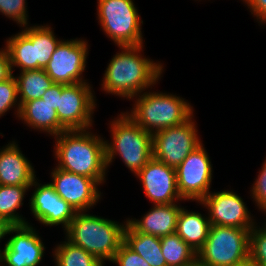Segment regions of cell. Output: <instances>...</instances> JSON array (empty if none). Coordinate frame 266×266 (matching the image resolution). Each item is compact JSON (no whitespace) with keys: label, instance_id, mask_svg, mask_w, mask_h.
Segmentation results:
<instances>
[{"label":"cell","instance_id":"cell-22","mask_svg":"<svg viewBox=\"0 0 266 266\" xmlns=\"http://www.w3.org/2000/svg\"><path fill=\"white\" fill-rule=\"evenodd\" d=\"M24 26L22 32L31 40L35 53V69H45L53 52L62 40L56 38L49 25Z\"/></svg>","mask_w":266,"mask_h":266},{"label":"cell","instance_id":"cell-26","mask_svg":"<svg viewBox=\"0 0 266 266\" xmlns=\"http://www.w3.org/2000/svg\"><path fill=\"white\" fill-rule=\"evenodd\" d=\"M11 69L20 67L21 71L35 70V53L31 40L21 31L6 40ZM14 66V67H13Z\"/></svg>","mask_w":266,"mask_h":266},{"label":"cell","instance_id":"cell-16","mask_svg":"<svg viewBox=\"0 0 266 266\" xmlns=\"http://www.w3.org/2000/svg\"><path fill=\"white\" fill-rule=\"evenodd\" d=\"M35 190L30 198V210L40 223L46 226L62 224L64 231L73 220L76 211L54 190L50 183L39 184L34 179Z\"/></svg>","mask_w":266,"mask_h":266},{"label":"cell","instance_id":"cell-2","mask_svg":"<svg viewBox=\"0 0 266 266\" xmlns=\"http://www.w3.org/2000/svg\"><path fill=\"white\" fill-rule=\"evenodd\" d=\"M54 137L57 168L104 183L107 165L102 137L89 132V129L66 130Z\"/></svg>","mask_w":266,"mask_h":266},{"label":"cell","instance_id":"cell-24","mask_svg":"<svg viewBox=\"0 0 266 266\" xmlns=\"http://www.w3.org/2000/svg\"><path fill=\"white\" fill-rule=\"evenodd\" d=\"M160 241L167 266H189L197 260V253L176 232L160 237Z\"/></svg>","mask_w":266,"mask_h":266},{"label":"cell","instance_id":"cell-5","mask_svg":"<svg viewBox=\"0 0 266 266\" xmlns=\"http://www.w3.org/2000/svg\"><path fill=\"white\" fill-rule=\"evenodd\" d=\"M110 125L112 141L105 140L107 167L119 155L136 175L153 157L152 134L137 125L126 112H121Z\"/></svg>","mask_w":266,"mask_h":266},{"label":"cell","instance_id":"cell-3","mask_svg":"<svg viewBox=\"0 0 266 266\" xmlns=\"http://www.w3.org/2000/svg\"><path fill=\"white\" fill-rule=\"evenodd\" d=\"M124 224L103 217L76 212L73 220L65 230L66 240L91 253L103 264L110 261L124 242Z\"/></svg>","mask_w":266,"mask_h":266},{"label":"cell","instance_id":"cell-14","mask_svg":"<svg viewBox=\"0 0 266 266\" xmlns=\"http://www.w3.org/2000/svg\"><path fill=\"white\" fill-rule=\"evenodd\" d=\"M55 192L63 198L76 212L88 211L101 197L100 185L89 177L64 171L55 167L51 172Z\"/></svg>","mask_w":266,"mask_h":266},{"label":"cell","instance_id":"cell-33","mask_svg":"<svg viewBox=\"0 0 266 266\" xmlns=\"http://www.w3.org/2000/svg\"><path fill=\"white\" fill-rule=\"evenodd\" d=\"M259 23L266 24V0H243Z\"/></svg>","mask_w":266,"mask_h":266},{"label":"cell","instance_id":"cell-30","mask_svg":"<svg viewBox=\"0 0 266 266\" xmlns=\"http://www.w3.org/2000/svg\"><path fill=\"white\" fill-rule=\"evenodd\" d=\"M26 0H0V12L20 24L28 25Z\"/></svg>","mask_w":266,"mask_h":266},{"label":"cell","instance_id":"cell-15","mask_svg":"<svg viewBox=\"0 0 266 266\" xmlns=\"http://www.w3.org/2000/svg\"><path fill=\"white\" fill-rule=\"evenodd\" d=\"M146 197L154 205L177 203L184 200L178 191L175 168L152 157L136 174Z\"/></svg>","mask_w":266,"mask_h":266},{"label":"cell","instance_id":"cell-10","mask_svg":"<svg viewBox=\"0 0 266 266\" xmlns=\"http://www.w3.org/2000/svg\"><path fill=\"white\" fill-rule=\"evenodd\" d=\"M209 158L202 143L175 169L178 191L184 201L200 202L211 192L213 170Z\"/></svg>","mask_w":266,"mask_h":266},{"label":"cell","instance_id":"cell-18","mask_svg":"<svg viewBox=\"0 0 266 266\" xmlns=\"http://www.w3.org/2000/svg\"><path fill=\"white\" fill-rule=\"evenodd\" d=\"M180 210L181 206L175 203L153 205L140 220H127L137 232L162 237L176 232Z\"/></svg>","mask_w":266,"mask_h":266},{"label":"cell","instance_id":"cell-28","mask_svg":"<svg viewBox=\"0 0 266 266\" xmlns=\"http://www.w3.org/2000/svg\"><path fill=\"white\" fill-rule=\"evenodd\" d=\"M249 260L258 266H266V229L256 225L249 233Z\"/></svg>","mask_w":266,"mask_h":266},{"label":"cell","instance_id":"cell-17","mask_svg":"<svg viewBox=\"0 0 266 266\" xmlns=\"http://www.w3.org/2000/svg\"><path fill=\"white\" fill-rule=\"evenodd\" d=\"M35 178L34 167L15 141L0 149V185L31 186Z\"/></svg>","mask_w":266,"mask_h":266},{"label":"cell","instance_id":"cell-37","mask_svg":"<svg viewBox=\"0 0 266 266\" xmlns=\"http://www.w3.org/2000/svg\"><path fill=\"white\" fill-rule=\"evenodd\" d=\"M236 266H258L256 263L252 262L251 260H248L240 265H236Z\"/></svg>","mask_w":266,"mask_h":266},{"label":"cell","instance_id":"cell-35","mask_svg":"<svg viewBox=\"0 0 266 266\" xmlns=\"http://www.w3.org/2000/svg\"><path fill=\"white\" fill-rule=\"evenodd\" d=\"M13 75L7 47L0 49V82Z\"/></svg>","mask_w":266,"mask_h":266},{"label":"cell","instance_id":"cell-31","mask_svg":"<svg viewBox=\"0 0 266 266\" xmlns=\"http://www.w3.org/2000/svg\"><path fill=\"white\" fill-rule=\"evenodd\" d=\"M118 266H150L140 255L130 249L124 242L111 260Z\"/></svg>","mask_w":266,"mask_h":266},{"label":"cell","instance_id":"cell-27","mask_svg":"<svg viewBox=\"0 0 266 266\" xmlns=\"http://www.w3.org/2000/svg\"><path fill=\"white\" fill-rule=\"evenodd\" d=\"M53 257L55 266H104L91 253L68 240L55 247Z\"/></svg>","mask_w":266,"mask_h":266},{"label":"cell","instance_id":"cell-38","mask_svg":"<svg viewBox=\"0 0 266 266\" xmlns=\"http://www.w3.org/2000/svg\"><path fill=\"white\" fill-rule=\"evenodd\" d=\"M189 266H203L198 260H196L193 264Z\"/></svg>","mask_w":266,"mask_h":266},{"label":"cell","instance_id":"cell-25","mask_svg":"<svg viewBox=\"0 0 266 266\" xmlns=\"http://www.w3.org/2000/svg\"><path fill=\"white\" fill-rule=\"evenodd\" d=\"M31 186H6L0 185V217L5 218L12 225L28 224V222L16 212L23 205V200Z\"/></svg>","mask_w":266,"mask_h":266},{"label":"cell","instance_id":"cell-34","mask_svg":"<svg viewBox=\"0 0 266 266\" xmlns=\"http://www.w3.org/2000/svg\"><path fill=\"white\" fill-rule=\"evenodd\" d=\"M64 84L54 83L52 87L46 90L44 95L40 98L49 103L54 110L58 108L59 97H61L62 88Z\"/></svg>","mask_w":266,"mask_h":266},{"label":"cell","instance_id":"cell-32","mask_svg":"<svg viewBox=\"0 0 266 266\" xmlns=\"http://www.w3.org/2000/svg\"><path fill=\"white\" fill-rule=\"evenodd\" d=\"M266 158V157H265ZM251 197L257 204L259 209L266 211V159L262 164V169L259 172L255 182L252 184Z\"/></svg>","mask_w":266,"mask_h":266},{"label":"cell","instance_id":"cell-36","mask_svg":"<svg viewBox=\"0 0 266 266\" xmlns=\"http://www.w3.org/2000/svg\"><path fill=\"white\" fill-rule=\"evenodd\" d=\"M12 226L5 218L0 217V240L3 239L9 231V228ZM1 242V241H0ZM2 250L0 248V254Z\"/></svg>","mask_w":266,"mask_h":266},{"label":"cell","instance_id":"cell-6","mask_svg":"<svg viewBox=\"0 0 266 266\" xmlns=\"http://www.w3.org/2000/svg\"><path fill=\"white\" fill-rule=\"evenodd\" d=\"M250 230L211 225L197 260L203 266H236L248 261Z\"/></svg>","mask_w":266,"mask_h":266},{"label":"cell","instance_id":"cell-12","mask_svg":"<svg viewBox=\"0 0 266 266\" xmlns=\"http://www.w3.org/2000/svg\"><path fill=\"white\" fill-rule=\"evenodd\" d=\"M14 234L6 243L0 254L2 266H38L45 253L41 237L30 223L12 225L8 234ZM4 264V265H3Z\"/></svg>","mask_w":266,"mask_h":266},{"label":"cell","instance_id":"cell-23","mask_svg":"<svg viewBox=\"0 0 266 266\" xmlns=\"http://www.w3.org/2000/svg\"><path fill=\"white\" fill-rule=\"evenodd\" d=\"M20 72L19 76H15L20 106L27 101L40 99L55 83L44 69Z\"/></svg>","mask_w":266,"mask_h":266},{"label":"cell","instance_id":"cell-19","mask_svg":"<svg viewBox=\"0 0 266 266\" xmlns=\"http://www.w3.org/2000/svg\"><path fill=\"white\" fill-rule=\"evenodd\" d=\"M18 118L31 129L57 136L67 129L59 122L57 111L42 99L27 101L20 106Z\"/></svg>","mask_w":266,"mask_h":266},{"label":"cell","instance_id":"cell-9","mask_svg":"<svg viewBox=\"0 0 266 266\" xmlns=\"http://www.w3.org/2000/svg\"><path fill=\"white\" fill-rule=\"evenodd\" d=\"M88 82L65 85L56 109L59 122L67 130L91 129L96 97Z\"/></svg>","mask_w":266,"mask_h":266},{"label":"cell","instance_id":"cell-11","mask_svg":"<svg viewBox=\"0 0 266 266\" xmlns=\"http://www.w3.org/2000/svg\"><path fill=\"white\" fill-rule=\"evenodd\" d=\"M88 42L84 39L62 40L45 67L48 76L58 84L86 82L82 73L86 68Z\"/></svg>","mask_w":266,"mask_h":266},{"label":"cell","instance_id":"cell-4","mask_svg":"<svg viewBox=\"0 0 266 266\" xmlns=\"http://www.w3.org/2000/svg\"><path fill=\"white\" fill-rule=\"evenodd\" d=\"M128 116L143 130L157 131L186 122L193 115V107L180 96L163 92H143L135 97Z\"/></svg>","mask_w":266,"mask_h":266},{"label":"cell","instance_id":"cell-13","mask_svg":"<svg viewBox=\"0 0 266 266\" xmlns=\"http://www.w3.org/2000/svg\"><path fill=\"white\" fill-rule=\"evenodd\" d=\"M199 203L207 208L211 225L242 229L257 225L243 199L232 190L211 191Z\"/></svg>","mask_w":266,"mask_h":266},{"label":"cell","instance_id":"cell-29","mask_svg":"<svg viewBox=\"0 0 266 266\" xmlns=\"http://www.w3.org/2000/svg\"><path fill=\"white\" fill-rule=\"evenodd\" d=\"M17 108L15 115L18 117L20 103L18 100L17 81L14 74L8 79L0 82V118L9 111L10 108Z\"/></svg>","mask_w":266,"mask_h":266},{"label":"cell","instance_id":"cell-1","mask_svg":"<svg viewBox=\"0 0 266 266\" xmlns=\"http://www.w3.org/2000/svg\"><path fill=\"white\" fill-rule=\"evenodd\" d=\"M143 47L119 46L121 52L113 56L104 73L101 85L105 93L130 100L158 82L164 66L142 56Z\"/></svg>","mask_w":266,"mask_h":266},{"label":"cell","instance_id":"cell-20","mask_svg":"<svg viewBox=\"0 0 266 266\" xmlns=\"http://www.w3.org/2000/svg\"><path fill=\"white\" fill-rule=\"evenodd\" d=\"M210 226L207 216L181 207L176 233L197 253L208 238Z\"/></svg>","mask_w":266,"mask_h":266},{"label":"cell","instance_id":"cell-7","mask_svg":"<svg viewBox=\"0 0 266 266\" xmlns=\"http://www.w3.org/2000/svg\"><path fill=\"white\" fill-rule=\"evenodd\" d=\"M97 3L98 22L118 47L143 44V20L133 0H98Z\"/></svg>","mask_w":266,"mask_h":266},{"label":"cell","instance_id":"cell-8","mask_svg":"<svg viewBox=\"0 0 266 266\" xmlns=\"http://www.w3.org/2000/svg\"><path fill=\"white\" fill-rule=\"evenodd\" d=\"M193 115L183 124L157 131L152 135L153 157L177 168L202 141L198 137Z\"/></svg>","mask_w":266,"mask_h":266},{"label":"cell","instance_id":"cell-21","mask_svg":"<svg viewBox=\"0 0 266 266\" xmlns=\"http://www.w3.org/2000/svg\"><path fill=\"white\" fill-rule=\"evenodd\" d=\"M124 243L150 266H167L161 250L160 237L137 232L129 223L124 231Z\"/></svg>","mask_w":266,"mask_h":266}]
</instances>
